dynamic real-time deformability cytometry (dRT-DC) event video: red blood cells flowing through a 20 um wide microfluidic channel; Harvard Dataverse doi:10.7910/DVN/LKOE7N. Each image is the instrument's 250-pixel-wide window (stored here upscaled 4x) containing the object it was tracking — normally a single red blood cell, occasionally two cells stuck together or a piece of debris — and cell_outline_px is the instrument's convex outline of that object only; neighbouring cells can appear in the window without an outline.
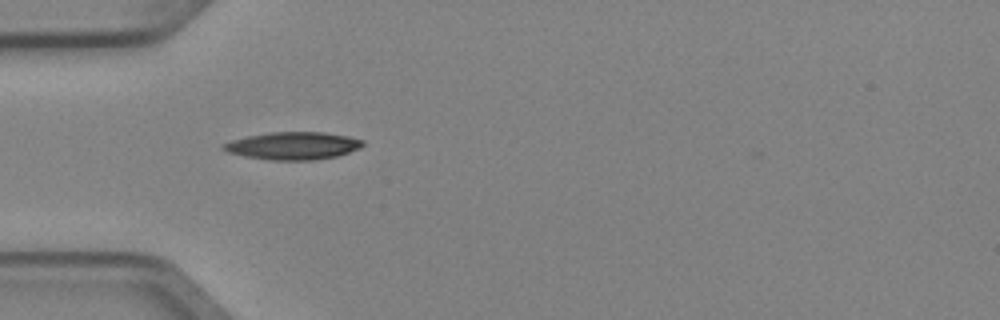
{"species": "Egyptian fruit bat (a non-hibernating species)", "species_latin": "Rousettus aegyptiacus", "temperature_condition": "cold", "stored_images_in_passage": 4, "camera_frame_rate_fps": 3000, "um_per_image_px": 0.085, "animal": {"sex": "female"}, "frame": {"image": 1, "passage_image": 2, "time_ms": 0.333, "image_size_px": [1000, 320], "cell_outline_px": [[364, 144], [360, 148], [336, 156], [312, 160], [268, 160], [244, 156], [228, 152], [220, 148], [220, 144], [232, 140], [248, 136], [268, 132], [324, 132], [348, 136], [364, 140]], "centroid_in_image_um": [24.88, 12.38], "position_along_channel_um": 60.1, "area_um2": 22.48}}
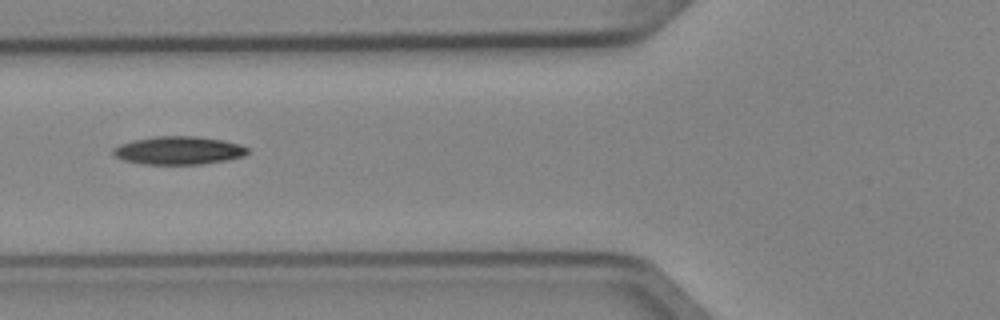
{"frame": {"image": 2, "passage_image": 3, "time_ms": 0.667, "image_size_px": [1000, 320], "cell_outline_px": [[248, 152], [244, 156], [228, 160], [200, 164], [140, 164], [124, 160], [112, 156], [112, 148], [120, 144], [132, 140], [156, 136], [196, 136], [224, 140], [240, 144], [248, 148]], "centroid_in_image_um": [15.15, 12.79], "position_along_channel_um": 110.6, "area_um2": 22.25}}